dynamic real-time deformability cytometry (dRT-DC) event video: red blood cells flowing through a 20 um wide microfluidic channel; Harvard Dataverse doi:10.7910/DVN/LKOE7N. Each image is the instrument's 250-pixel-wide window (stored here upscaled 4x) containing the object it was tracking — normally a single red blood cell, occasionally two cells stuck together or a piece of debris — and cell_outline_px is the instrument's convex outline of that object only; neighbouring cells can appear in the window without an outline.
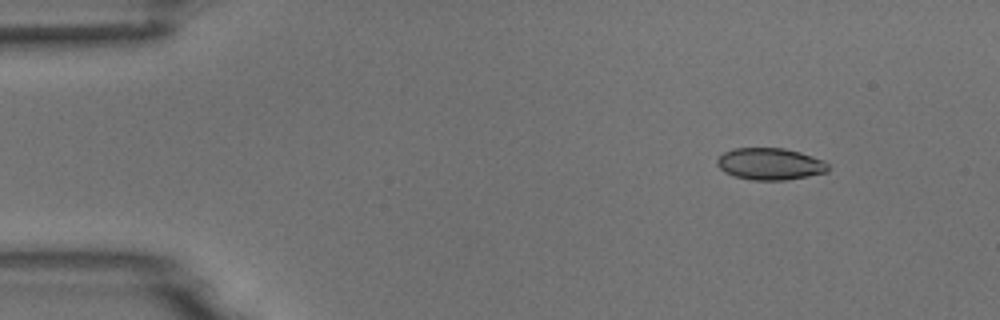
{"species": "common noctule bat (a hibernating species)", "species_latin": "Nyctalus noctula", "temperature_condition": "room temperature", "stored_images_in_passage": 5, "camera_frame_rate_fps": 3000, "um_per_image_px": 0.085, "animal": {"sex": "male", "body_mass_g": 18.8}, "frame": {"image": 1, "passage_image": 2, "time_ms": 1.0, "image_size_px": [1000, 320], "cell_outline_px": [[828, 172], [808, 176], [784, 180], [752, 180], [736, 176], [724, 172], [716, 164], [716, 160], [724, 152], [732, 148], [784, 148], [800, 152], [824, 160], [828, 164]], "centroid_in_image_um": [65.45, 13.93], "position_along_channel_um": 19.5, "area_um2": 20.63}}